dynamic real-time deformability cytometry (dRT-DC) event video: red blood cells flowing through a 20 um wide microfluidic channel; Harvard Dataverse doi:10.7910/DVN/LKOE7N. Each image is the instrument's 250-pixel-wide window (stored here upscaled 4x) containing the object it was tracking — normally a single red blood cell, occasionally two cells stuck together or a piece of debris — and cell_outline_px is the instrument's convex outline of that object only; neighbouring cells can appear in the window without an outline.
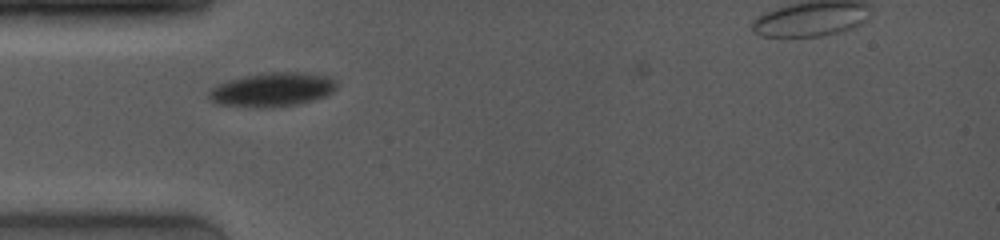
{"species": "common noctule bat (a hibernating species)", "species_latin": "Nyctalus noctula", "temperature_condition": "room temperature", "stored_images_in_passage": 14, "camera_frame_rate_fps": 4000, "um_per_image_px": 0.085, "animal": {"sex": "female", "body_mass_g": 19.0, "forearm_length_mm": 53.3}, "frame": {"image": 1, "passage_image": 5, "time_ms": 1.75, "image_size_px": [1000, 240], "cell_outline_px": [[336, 88], [332, 92], [324, 96], [312, 100], [296, 104], [272, 108], [248, 108], [216, 104], [208, 96], [208, 92], [212, 88], [228, 80], [244, 76], [268, 72], [304, 72], [332, 76], [336, 80]], "centroid_in_image_um": [23.15, 7.62], "position_along_channel_um": 61.8, "area_um2": 25.61}}
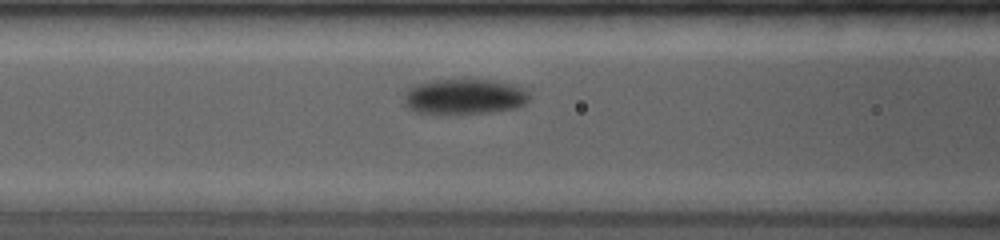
{"frame": {"image": 2, "passage_image": 8, "time_ms": 3.5, "image_size_px": [1000, 240], "cell_outline_px": [[528, 100], [524, 104], [516, 108], [492, 112], [456, 116], [416, 112], [408, 108], [404, 104], [404, 92], [408, 88], [416, 84], [432, 80], [492, 80], [512, 84], [524, 88], [528, 92]], "centroid_in_image_um": [39.43, 8.25], "position_along_channel_um": 127.2, "area_um2": 26.53}}